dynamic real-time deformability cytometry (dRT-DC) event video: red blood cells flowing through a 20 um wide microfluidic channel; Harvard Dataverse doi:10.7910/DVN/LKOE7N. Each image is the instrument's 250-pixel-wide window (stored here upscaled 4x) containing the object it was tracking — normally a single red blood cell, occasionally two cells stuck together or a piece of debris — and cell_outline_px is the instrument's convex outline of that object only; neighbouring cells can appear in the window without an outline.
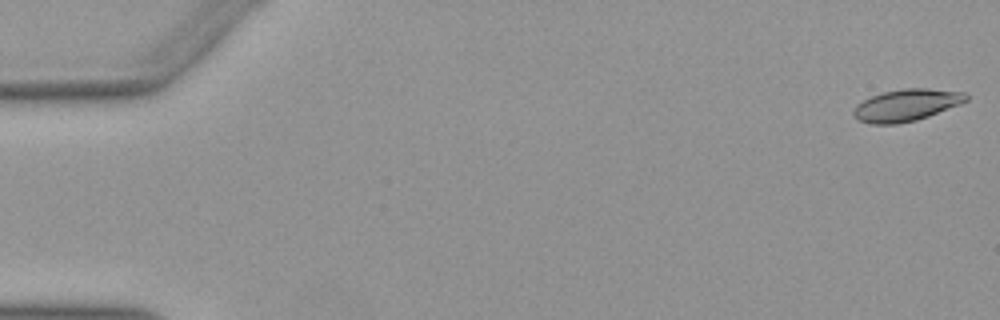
{"species": "Egyptian fruit bat (a non-hibernating species)", "species_latin": "Rousettus aegyptiacus", "temperature_condition": "warm", "stored_images_in_passage": 52, "camera_frame_rate_fps": 3000, "um_per_image_px": 0.085, "animal": {"sex": "female"}, "frame": {"image": 1, "passage_image": 1, "time_ms": 0.0, "image_size_px": [1000, 320], "cell_outline_px": [[968, 100], [960, 104], [928, 116], [916, 120], [896, 124], [872, 124], [860, 120], [852, 116], [852, 108], [856, 104], [872, 96], [884, 92], [904, 88], [928, 88], [964, 92], [968, 96]], "centroid_in_image_um": [77.02, 8.93], "position_along_channel_um": 8.0, "area_um2": 20.92}}
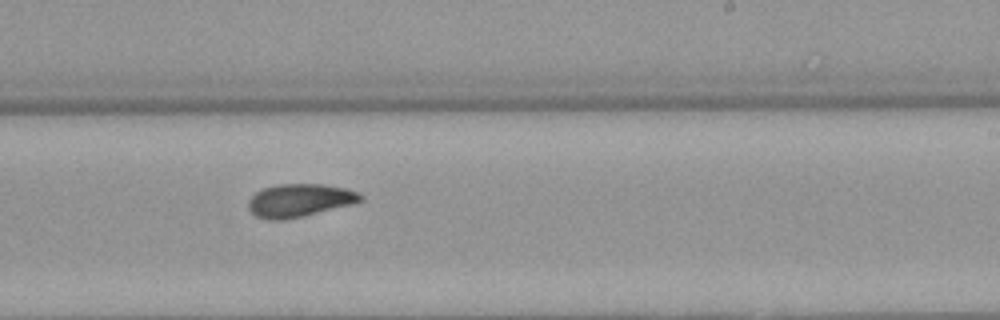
{"frame": {"image": 2, "passage_image": 32, "time_ms": 10.333, "image_size_px": [1000, 320], "cell_outline_px": [[364, 200], [356, 204], [304, 216], [284, 220], [268, 220], [256, 216], [248, 208], [248, 200], [256, 192], [264, 188], [276, 184], [324, 184], [344, 188], [360, 192], [364, 196]], "centroid_in_image_um": [25.52, 17.04], "position_along_channel_um": 263.5, "area_um2": 21.96}}
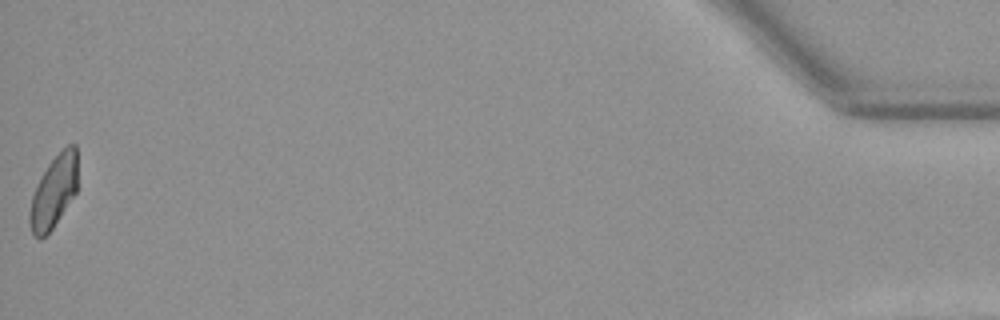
{"frame": {"image": 3, "passage_image": 52, "time_ms": 17.0, "image_size_px": [1000, 320], "cell_outline_px": [[76, 192], [52, 228], [40, 240], [32, 232], [28, 224], [28, 212], [32, 196], [48, 164], [68, 144], [76, 144]], "centroid_in_image_um": [4.54, 16.32], "position_along_channel_um": 430.7, "area_um2": 19.65}, "authors_computed_cell_mechanics": {"area_um2": 21.1548, "velocity_mm_per_s": 3.9579, "shape_relaxation_time_tau1_ms": 6.0749, "shape_relaxation_time_tau2_ms": 4.0661, "deformation_change_tau1": 0.1587, "deformation_change_tau2": 0.0914}}